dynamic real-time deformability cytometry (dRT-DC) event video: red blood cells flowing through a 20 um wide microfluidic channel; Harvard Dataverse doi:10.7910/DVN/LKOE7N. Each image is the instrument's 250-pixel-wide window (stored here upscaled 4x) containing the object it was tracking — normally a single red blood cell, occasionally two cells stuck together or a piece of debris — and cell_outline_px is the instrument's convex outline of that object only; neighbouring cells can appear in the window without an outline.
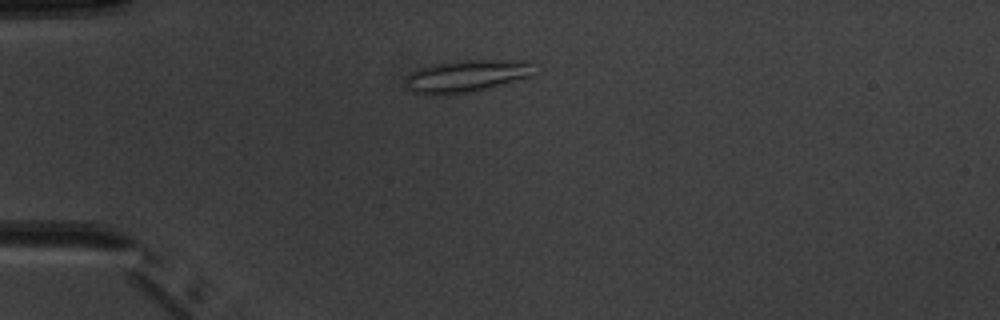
{"species": "common noctule bat (a hibernating species)", "species_latin": "Nyctalus noctula", "temperature_condition": "warm", "stored_images_in_passage": 4, "camera_frame_rate_fps": 3000, "um_per_image_px": 0.085, "animal": {"sex": "male", "body_mass_g": 20.1, "forearm_length_mm": 53.5}, "frame": {"image": 1, "passage_image": 1, "time_ms": 0.0, "image_size_px": [1000, 320], "cell_outline_px": [[540, 72], [532, 76], [484, 88], [448, 96], [428, 96], [412, 92], [408, 88], [404, 80], [404, 76], [408, 72], [432, 64], [456, 60], [532, 60]], "centroid_in_image_um": [39.66, 6.45], "position_along_channel_um": 45.3, "area_um2": 24.97}}
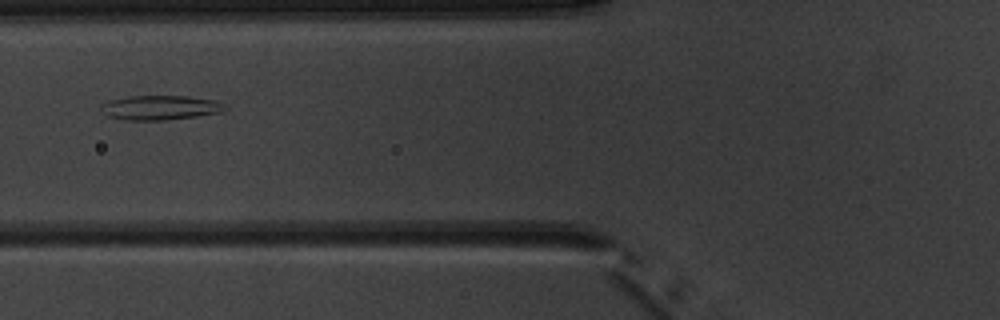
{"frame": {"image": 2, "passage_image": 3, "time_ms": 2.333, "image_size_px": [1000, 320], "cell_outline_px": [[224, 112], [196, 116], [164, 120], [128, 120], [108, 116], [100, 112], [100, 104], [108, 100], [128, 96], [188, 96], [216, 100], [224, 104]], "centroid_in_image_um": [13.57, 9.14], "position_along_channel_um": 112.2, "area_um2": 17.8}}